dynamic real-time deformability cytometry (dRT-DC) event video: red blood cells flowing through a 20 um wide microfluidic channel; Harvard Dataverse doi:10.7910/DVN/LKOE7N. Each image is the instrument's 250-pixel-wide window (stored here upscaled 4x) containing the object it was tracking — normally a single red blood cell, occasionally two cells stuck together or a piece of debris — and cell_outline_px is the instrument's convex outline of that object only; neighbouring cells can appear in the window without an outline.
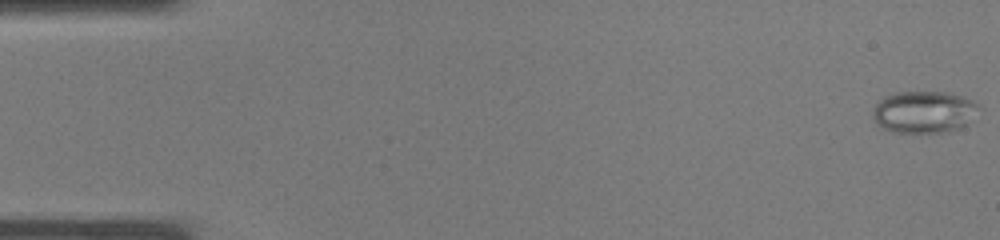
{"species": "common noctule bat (a hibernating species)", "species_latin": "Nyctalus noctula", "temperature_condition": "warm", "stored_images_in_passage": 38, "camera_frame_rate_fps": 3000, "um_per_image_px": 0.085, "animal": {"sex": "male", "body_mass_g": 19.0, "forearm_length_mm": 50.8}, "frame": {"image": 1, "passage_image": 1, "time_ms": 0.0, "image_size_px": [1000, 240], "cell_outline_px": [[980, 108], [960, 128], [948, 132], [892, 132], [876, 124], [872, 116], [872, 112], [876, 104], [884, 96], [896, 92], [948, 92], [964, 96], [980, 104]], "centroid_in_image_um": [78.52, 9.5], "position_along_channel_um": 6.5, "area_um2": 25.95}}
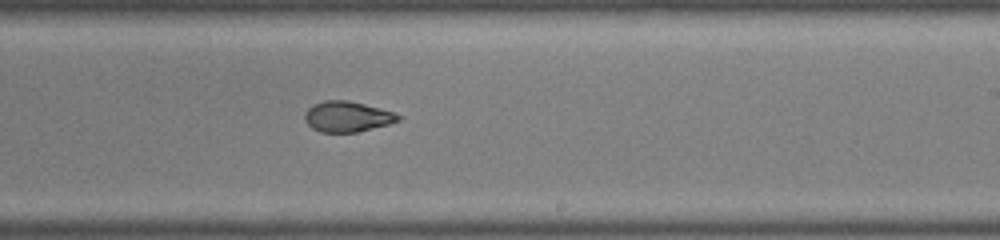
{"frame": {"image": 2, "passage_image": 23, "time_ms": 7.333, "image_size_px": [1000, 240], "cell_outline_px": [[400, 120], [388, 124], [356, 132], [320, 132], [312, 128], [304, 120], [304, 116], [308, 108], [312, 104], [324, 100], [348, 100], [380, 108], [392, 112], [400, 116]], "centroid_in_image_um": [29.47, 9.9], "position_along_channel_um": 259.5, "area_um2": 16.53}}
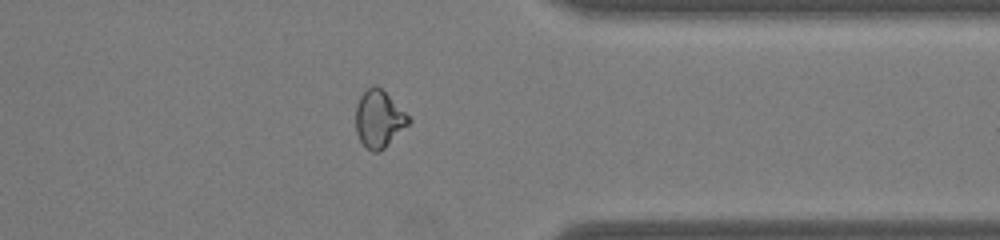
{"frame": {"image": 3, "passage_image": 30, "time_ms": 9.667, "image_size_px": [1000, 240], "cell_outline_px": [[412, 120], [380, 152], [372, 152], [360, 140], [356, 132], [356, 104], [360, 96], [372, 84], [376, 84]], "centroid_in_image_um": [32.17, 10.11], "position_along_channel_um": 379.2, "area_um2": 17.17}}